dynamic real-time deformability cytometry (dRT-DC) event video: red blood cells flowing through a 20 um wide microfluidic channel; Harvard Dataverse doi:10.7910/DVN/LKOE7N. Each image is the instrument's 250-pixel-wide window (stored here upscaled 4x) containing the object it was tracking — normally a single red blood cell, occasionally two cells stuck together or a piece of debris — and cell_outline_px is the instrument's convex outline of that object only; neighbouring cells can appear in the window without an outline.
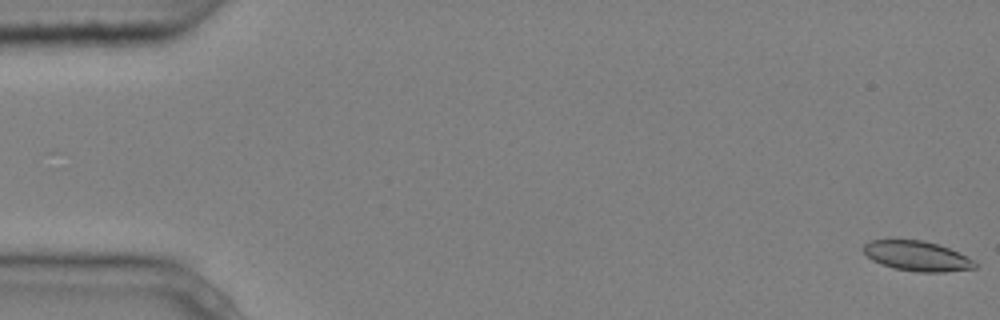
{"species": "common noctule bat (a hibernating species)", "species_latin": "Nyctalus noctula", "temperature_condition": "cold", "stored_images_in_passage": 5, "camera_frame_rate_fps": 3000, "um_per_image_px": 0.085, "animal": {"sex": "male", "body_mass_g": 20.4}, "frame": {"image": 1, "passage_image": 1, "time_ms": 0.0, "image_size_px": [1000, 320], "cell_outline_px": [[976, 268], [944, 272], [916, 272], [892, 268], [880, 264], [872, 260], [864, 252], [864, 244], [872, 240], [920, 240], [936, 244], [948, 248], [972, 260], [976, 264]], "centroid_in_image_um": [77.91, 21.78], "position_along_channel_um": 7.1, "area_um2": 19.13}}
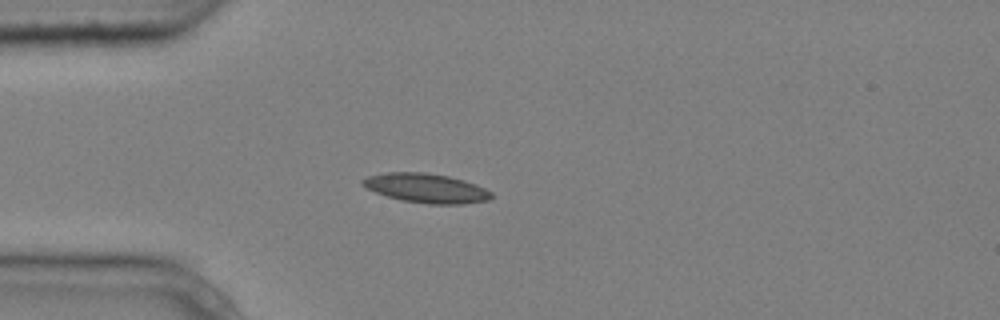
{"frame": {"image": 2, "passage_image": 5, "time_ms": 1.333, "image_size_px": [1000, 320], "cell_outline_px": [[492, 196], [488, 200], [460, 204], [428, 204], [400, 200], [376, 192], [360, 184], [360, 180], [368, 176], [388, 172], [424, 172], [448, 176], [464, 180], [476, 184], [492, 192]], "centroid_in_image_um": [36.22, 15.99], "position_along_channel_um": 48.8, "area_um2": 21.91}}